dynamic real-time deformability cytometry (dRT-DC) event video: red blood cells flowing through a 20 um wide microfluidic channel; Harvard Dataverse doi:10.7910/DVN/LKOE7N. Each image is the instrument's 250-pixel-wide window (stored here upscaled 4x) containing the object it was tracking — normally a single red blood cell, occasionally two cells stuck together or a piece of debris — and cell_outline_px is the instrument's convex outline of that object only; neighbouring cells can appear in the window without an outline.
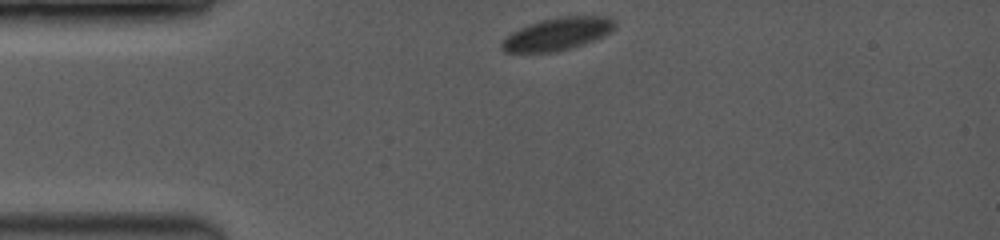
{"species": "common noctule bat (a hibernating species)", "species_latin": "Nyctalus noctula", "temperature_condition": "room temperature", "stored_images_in_passage": 44, "camera_frame_rate_fps": 3500, "um_per_image_px": 0.085, "animal": {"sex": "female", "body_mass_g": 19.0, "forearm_length_mm": 53.3}, "frame": {"image": 1, "passage_image": 1, "time_ms": 0.0, "image_size_px": [1000, 240], "cell_outline_px": [[612, 28], [608, 32], [592, 40], [556, 52], [504, 52], [500, 48], [500, 44], [512, 32], [528, 24], [540, 20], [556, 16], [608, 16], [612, 20]], "centroid_in_image_um": [47.29, 2.87], "position_along_channel_um": 37.7, "area_um2": 20.92}}
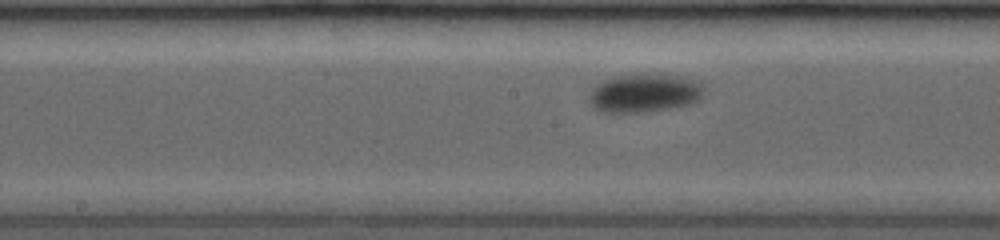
{"frame": {"image": 2, "passage_image": 19, "time_ms": 5.143, "image_size_px": [1000, 240], "cell_outline_px": [[704, 88], [700, 100], [692, 104], [644, 112], [604, 112], [592, 108], [588, 100], [588, 96], [592, 88], [596, 84], [604, 80], [616, 76], [680, 76], [700, 80]], "centroid_in_image_um": [54.77, 7.94], "position_along_channel_um": 193.4, "area_um2": 25.49}}
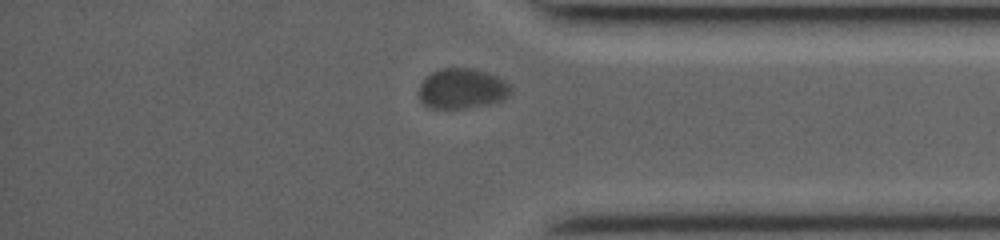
{"frame": {"image": 3, "passage_image": 38, "time_ms": 10.571, "image_size_px": [1000, 240], "cell_outline_px": [[512, 96], [504, 100], [488, 104], [464, 108], [428, 108], [420, 100], [420, 84], [432, 72], [440, 68], [472, 68], [488, 72], [512, 84]], "centroid_in_image_um": [39.34, 7.53], "position_along_channel_um": 395.9, "area_um2": 21.79}, "authors_computed_cell_mechanics": {"area_um2": 22.831, "velocity_mm_per_s": 3.7273, "shape_relaxation_time_tau1_ms": 8.1131, "shape_relaxation_time_tau2_ms": null, "deformation_change_tau1": 0.182, "deformation_change_tau2": null}}